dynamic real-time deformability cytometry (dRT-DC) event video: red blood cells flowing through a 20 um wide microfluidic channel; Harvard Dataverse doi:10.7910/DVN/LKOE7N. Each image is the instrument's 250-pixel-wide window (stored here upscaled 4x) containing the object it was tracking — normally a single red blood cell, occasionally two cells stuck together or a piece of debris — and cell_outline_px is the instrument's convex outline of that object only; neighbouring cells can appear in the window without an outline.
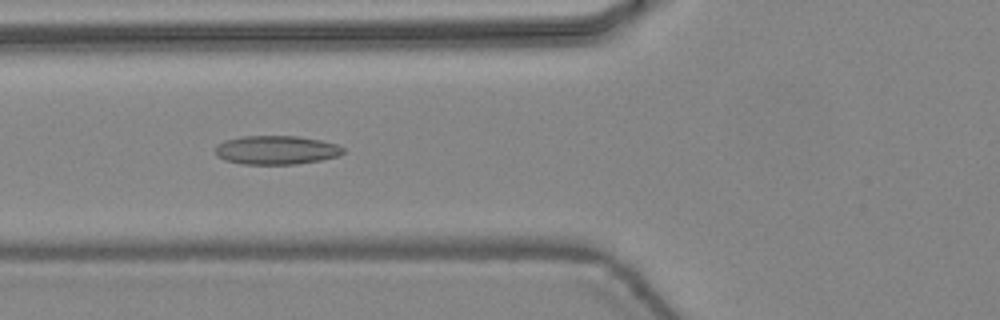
{"species": "common noctule bat (a hibernating species)", "species_latin": "Nyctalus noctula", "temperature_condition": "warm", "stored_images_in_passage": 35, "camera_frame_rate_fps": 3000, "um_per_image_px": 0.085, "animal": {"sex": "female", "body_mass_g": 24.6, "forearm_length_mm": 56.2}, "frame": {"image": 1, "passage_image": 6, "time_ms": 1.667, "image_size_px": [1000, 320], "cell_outline_px": [[344, 152], [340, 156], [320, 160], [296, 164], [240, 164], [224, 160], [216, 156], [216, 144], [224, 140], [240, 136], [296, 136], [320, 140], [336, 144], [344, 148]], "centroid_in_image_um": [23.45, 12.75], "position_along_channel_um": 102.3, "area_um2": 21.62}}
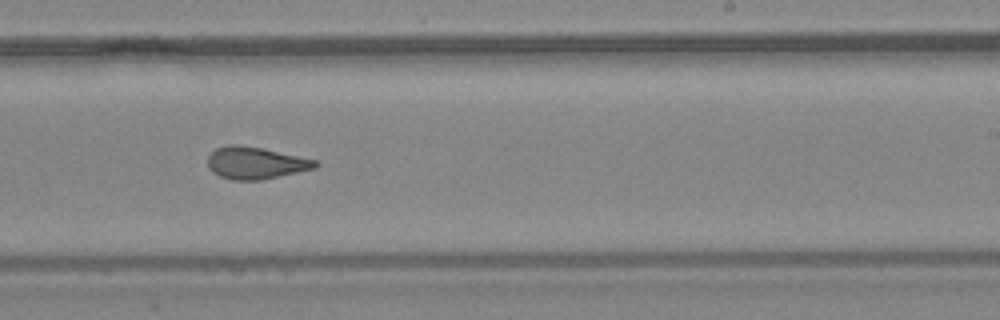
{"frame": {"image": 2, "passage_image": 17, "time_ms": 5.333, "image_size_px": [1000, 320], "cell_outline_px": [[320, 164], [316, 168], [260, 180], [232, 180], [220, 176], [212, 172], [208, 168], [208, 156], [216, 148], [228, 144], [236, 144], [264, 148], [316, 160]], "centroid_in_image_um": [21.71, 13.84], "position_along_channel_um": 267.3, "area_um2": 20.17}}
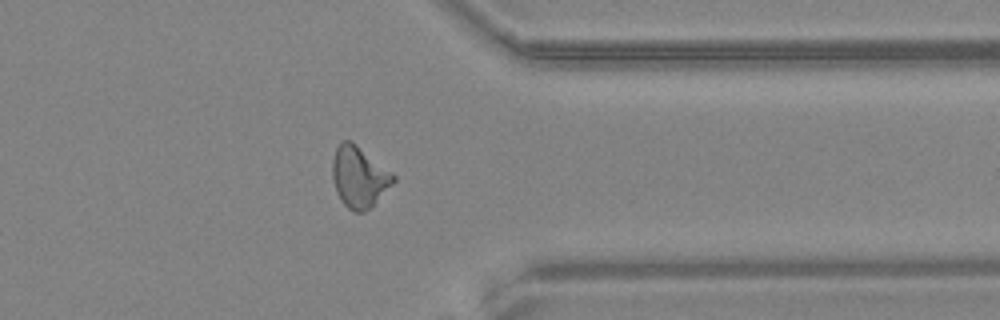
{"frame": {"image": 3, "passage_image": 25, "time_ms": 8.0, "image_size_px": [1000, 320], "cell_outline_px": [[396, 180], [364, 212], [352, 212], [344, 204], [336, 192], [332, 180], [332, 160], [336, 148], [344, 140], [352, 140], [392, 172], [396, 176]], "centroid_in_image_um": [30.5, 15.01], "position_along_channel_um": 380.9, "area_um2": 21.56}, "authors_computed_cell_mechanics": {"area_um2": 20.4612, "velocity_mm_per_s": 4.4898, "shape_relaxation_time_tau1_ms": 8.8415, "shape_relaxation_time_tau2_ms": 1.7294, "deformation_change_tau1": 0.2238, "deformation_change_tau2": 0.0826}}